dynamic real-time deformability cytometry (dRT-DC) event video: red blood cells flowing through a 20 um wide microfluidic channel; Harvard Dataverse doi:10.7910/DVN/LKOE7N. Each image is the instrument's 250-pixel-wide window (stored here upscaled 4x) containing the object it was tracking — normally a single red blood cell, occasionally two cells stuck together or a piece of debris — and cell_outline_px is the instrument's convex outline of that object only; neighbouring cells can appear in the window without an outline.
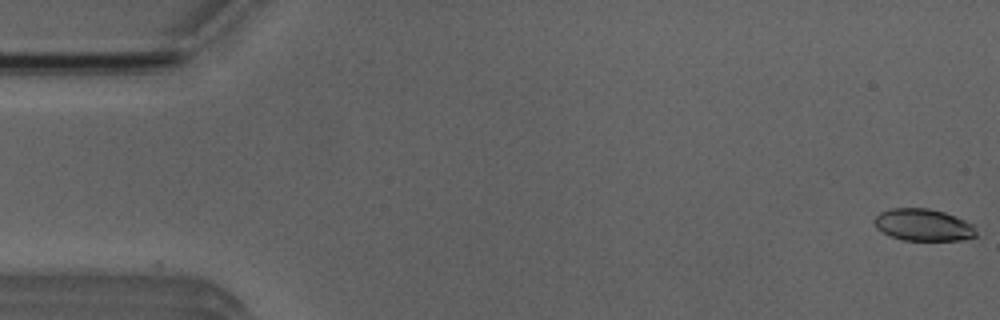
{"species": "Egyptian fruit bat (a non-hibernating species)", "species_latin": "Rousettus aegyptiacus", "temperature_condition": "room temperature", "stored_images_in_passage": 5, "camera_frame_rate_fps": 3000, "um_per_image_px": 0.085, "animal": {"sex": "male"}, "frame": {"image": 1, "passage_image": 1, "time_ms": 0.0, "image_size_px": [1000, 320], "cell_outline_px": [[976, 236], [964, 240], [904, 240], [892, 236], [876, 228], [876, 216], [880, 212], [892, 208], [928, 208], [944, 212], [956, 216], [972, 224], [976, 232]], "centroid_in_image_um": [78.51, 19.11], "position_along_channel_um": 6.5, "area_um2": 18.79}}